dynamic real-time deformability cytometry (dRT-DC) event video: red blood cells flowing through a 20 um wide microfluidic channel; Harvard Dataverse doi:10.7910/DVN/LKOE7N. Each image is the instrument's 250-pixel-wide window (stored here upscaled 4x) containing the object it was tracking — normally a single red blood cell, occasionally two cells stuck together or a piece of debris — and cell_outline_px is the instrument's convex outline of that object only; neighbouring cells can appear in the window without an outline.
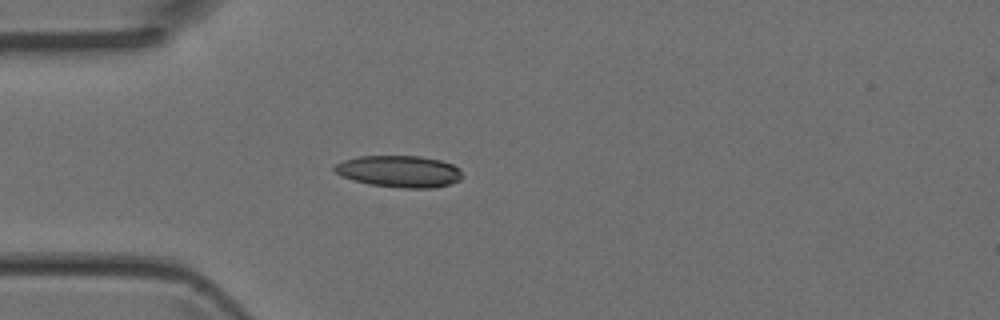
{"species": "Egyptian fruit bat (a non-hibernating species)", "species_latin": "Rousettus aegyptiacus", "temperature_condition": "room temperature", "stored_images_in_passage": 4, "camera_frame_rate_fps": 3000, "um_per_image_px": 0.085, "animal": {"sex": "female"}, "frame": {"image": 1, "passage_image": 4, "time_ms": 1.0, "image_size_px": [1000, 320], "cell_outline_px": [[464, 176], [460, 180], [436, 188], [400, 188], [368, 184], [344, 176], [336, 172], [332, 168], [336, 164], [344, 160], [360, 156], [420, 156], [440, 160], [452, 164], [460, 168]], "centroid_in_image_um": [33.99, 14.57], "position_along_channel_um": 51.0, "area_um2": 23.64}}